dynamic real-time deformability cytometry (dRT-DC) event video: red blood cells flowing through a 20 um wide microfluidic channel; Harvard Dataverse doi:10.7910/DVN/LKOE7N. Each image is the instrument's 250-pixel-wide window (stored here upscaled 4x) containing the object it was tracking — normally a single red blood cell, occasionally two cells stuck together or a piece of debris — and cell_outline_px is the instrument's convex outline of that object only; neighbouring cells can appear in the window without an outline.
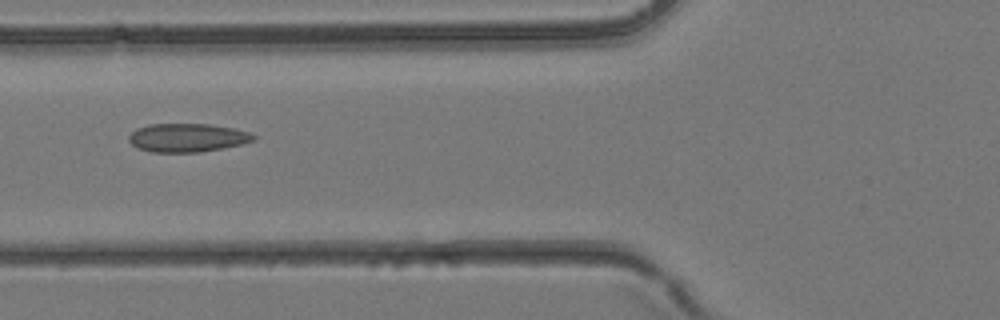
{"species": "common noctule bat (a hibernating species)", "species_latin": "Nyctalus noctula", "temperature_condition": "room temperature", "stored_images_in_passage": 5, "camera_frame_rate_fps": 3000, "um_per_image_px": 0.085, "animal": {"sex": "female", "body_mass_g": 24.6, "forearm_length_mm": 56.2}, "frame": {"image": 1, "passage_image": 5, "time_ms": 1.333, "image_size_px": [1000, 320], "cell_outline_px": [[256, 140], [240, 144], [200, 152], [152, 152], [136, 148], [128, 140], [128, 136], [136, 128], [148, 124], [208, 124], [232, 128], [248, 132], [256, 136]], "centroid_in_image_um": [15.87, 11.7], "position_along_channel_um": 109.9, "area_um2": 20.63}}